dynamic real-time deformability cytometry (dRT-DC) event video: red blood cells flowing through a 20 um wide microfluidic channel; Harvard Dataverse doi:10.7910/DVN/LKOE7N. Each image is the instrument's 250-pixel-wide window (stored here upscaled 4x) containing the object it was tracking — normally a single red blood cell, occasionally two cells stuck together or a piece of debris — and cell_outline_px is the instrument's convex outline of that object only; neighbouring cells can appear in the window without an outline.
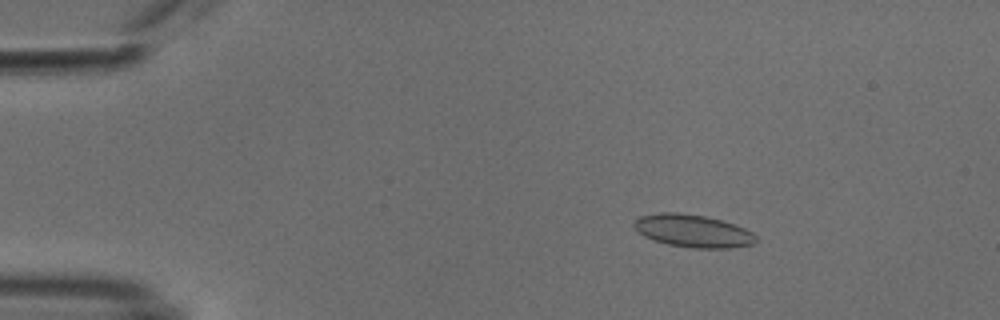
{"species": "common noctule bat (a hibernating species)", "species_latin": "Nyctalus noctula", "temperature_condition": "cold", "stored_images_in_passage": 47, "camera_frame_rate_fps": 3000, "um_per_image_px": 0.085, "animal": {"sex": "male", "body_mass_g": 18.8}, "frame": {"image": 1, "passage_image": 2, "time_ms": 0.333, "image_size_px": [1000, 320], "cell_outline_px": [[756, 240], [752, 244], [732, 248], [692, 248], [668, 244], [644, 236], [636, 232], [632, 224], [640, 216], [660, 212], [680, 212], [704, 216], [720, 220], [744, 228], [752, 232], [756, 236]], "centroid_in_image_um": [58.86, 19.62], "position_along_channel_um": 26.1, "area_um2": 23.12}}
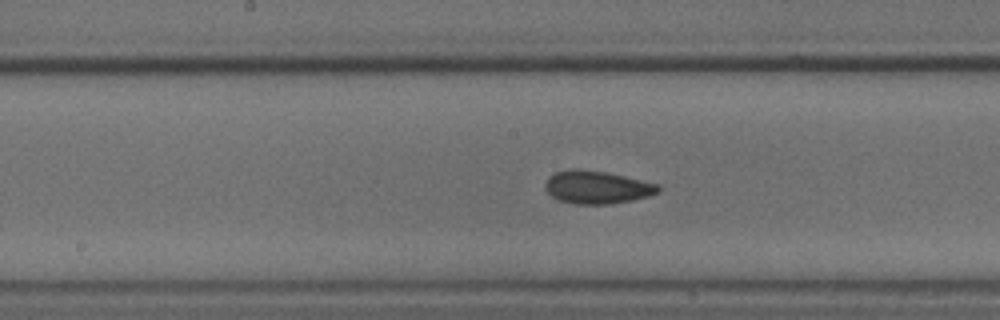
{"frame": {"image": 2, "passage_image": 21, "time_ms": 6.667, "image_size_px": [1000, 320], "cell_outline_px": [[660, 192], [648, 196], [632, 200], [612, 204], [572, 204], [556, 200], [544, 188], [544, 184], [548, 176], [556, 172], [568, 168], [580, 168], [604, 172], [624, 176], [660, 184]], "centroid_in_image_um": [50.71, 15.91], "position_along_channel_um": 197.5, "area_um2": 22.02}}
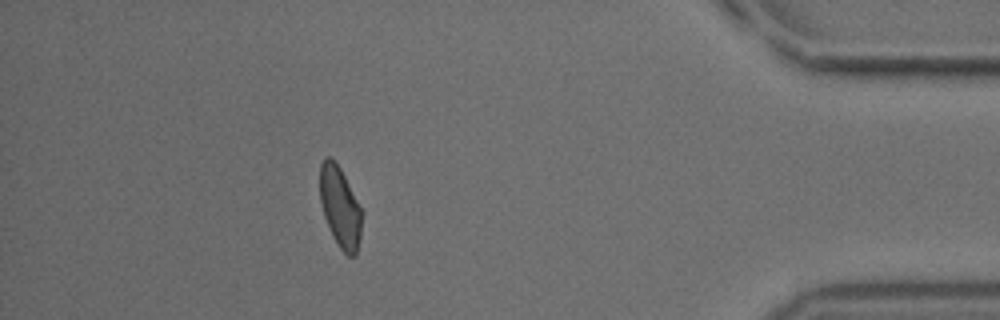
{"frame": {"image": 3, "passage_image": 41, "time_ms": 13.333, "image_size_px": [1000, 320], "cell_outline_px": [[360, 236], [356, 256], [348, 256], [340, 248], [332, 236], [324, 216], [320, 200], [320, 164], [328, 156], [340, 168], [360, 204]], "centroid_in_image_um": [28.89, 17.62], "position_along_channel_um": 406.3, "area_um2": 19.36}, "authors_computed_cell_mechanics": {"area_um2": 20.8658, "velocity_mm_per_s": 3.8088, "shape_relaxation_time_tau1_ms": 5.6024, "shape_relaxation_time_tau2_ms": 2.3436, "deformation_change_tau1": 0.1228, "deformation_change_tau2": 0.0643}}